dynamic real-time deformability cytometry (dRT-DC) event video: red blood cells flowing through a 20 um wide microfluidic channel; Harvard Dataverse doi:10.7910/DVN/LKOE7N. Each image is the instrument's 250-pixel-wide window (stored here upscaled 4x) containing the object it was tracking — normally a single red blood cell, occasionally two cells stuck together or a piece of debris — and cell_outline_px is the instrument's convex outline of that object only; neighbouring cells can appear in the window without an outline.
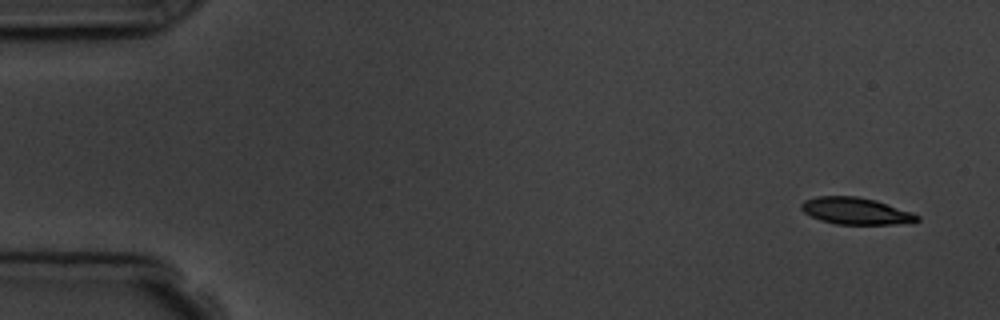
{"species": "common noctule bat (a hibernating species)", "species_latin": "Nyctalus noctula", "temperature_condition": "room temperature", "stored_images_in_passage": 5, "camera_frame_rate_fps": 3000, "um_per_image_px": 0.085, "animal": {"sex": "male", "body_mass_g": 19.5, "forearm_length_mm": 54.6}, "frame": {"image": 1, "passage_image": 1, "time_ms": 0.0, "image_size_px": [1000, 320], "cell_outline_px": [[920, 220], [912, 224], [836, 224], [820, 220], [804, 212], [800, 208], [800, 204], [804, 200], [816, 196], [856, 196], [876, 200], [912, 212], [920, 216]], "centroid_in_image_um": [72.78, 17.94], "position_along_channel_um": 12.2, "area_um2": 18.32}}
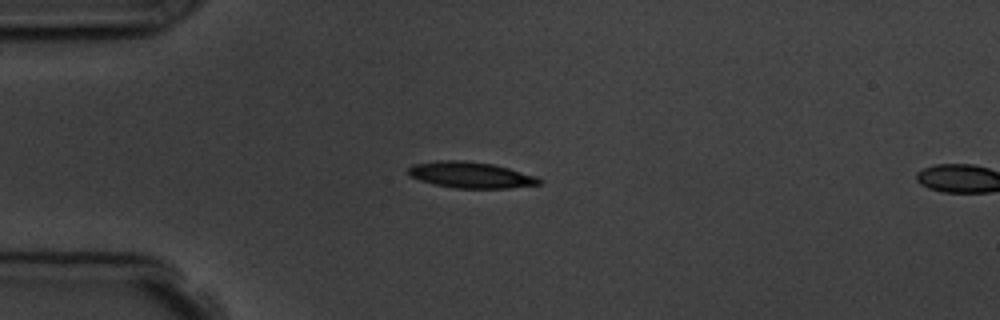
{"frame": {"image": 2, "passage_image": 4, "time_ms": 3.667, "image_size_px": [1000, 320], "cell_outline_px": [[544, 180], [540, 184], [508, 188], [456, 188], [436, 184], [420, 180], [408, 176], [408, 168], [412, 164], [440, 160], [464, 160], [492, 164], [508, 168], [536, 176]], "centroid_in_image_um": [40.0, 14.86], "position_along_channel_um": 45.0, "area_um2": 19.88}}